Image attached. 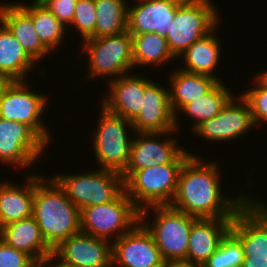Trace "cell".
Here are the masks:
<instances>
[{
	"mask_svg": "<svg viewBox=\"0 0 267 267\" xmlns=\"http://www.w3.org/2000/svg\"><path fill=\"white\" fill-rule=\"evenodd\" d=\"M203 159L196 154L185 161L170 206L197 219L233 218L250 197L241 193L230 198L223 194L220 167L213 160L208 163Z\"/></svg>",
	"mask_w": 267,
	"mask_h": 267,
	"instance_id": "6da1fadb",
	"label": "cell"
},
{
	"mask_svg": "<svg viewBox=\"0 0 267 267\" xmlns=\"http://www.w3.org/2000/svg\"><path fill=\"white\" fill-rule=\"evenodd\" d=\"M33 217L52 249L81 232L80 210L51 177L38 173L35 175Z\"/></svg>",
	"mask_w": 267,
	"mask_h": 267,
	"instance_id": "7a4b0ae2",
	"label": "cell"
},
{
	"mask_svg": "<svg viewBox=\"0 0 267 267\" xmlns=\"http://www.w3.org/2000/svg\"><path fill=\"white\" fill-rule=\"evenodd\" d=\"M150 210L153 218L155 216L151 224L146 222ZM196 219L170 205L151 206L140 211V222L152 235L164 261L186 260L190 231Z\"/></svg>",
	"mask_w": 267,
	"mask_h": 267,
	"instance_id": "3957f363",
	"label": "cell"
},
{
	"mask_svg": "<svg viewBox=\"0 0 267 267\" xmlns=\"http://www.w3.org/2000/svg\"><path fill=\"white\" fill-rule=\"evenodd\" d=\"M100 117L92 134L95 160L100 169L122 174L129 162L131 140L128 131L134 133L132 123L123 116L109 111L100 103Z\"/></svg>",
	"mask_w": 267,
	"mask_h": 267,
	"instance_id": "277c9868",
	"label": "cell"
},
{
	"mask_svg": "<svg viewBox=\"0 0 267 267\" xmlns=\"http://www.w3.org/2000/svg\"><path fill=\"white\" fill-rule=\"evenodd\" d=\"M79 209L116 200L124 191L122 174L110 170L56 174L51 177Z\"/></svg>",
	"mask_w": 267,
	"mask_h": 267,
	"instance_id": "5b68a950",
	"label": "cell"
},
{
	"mask_svg": "<svg viewBox=\"0 0 267 267\" xmlns=\"http://www.w3.org/2000/svg\"><path fill=\"white\" fill-rule=\"evenodd\" d=\"M183 164H154L133 171L124 180L126 194L140 211L151 206L170 205L176 193Z\"/></svg>",
	"mask_w": 267,
	"mask_h": 267,
	"instance_id": "8992f818",
	"label": "cell"
},
{
	"mask_svg": "<svg viewBox=\"0 0 267 267\" xmlns=\"http://www.w3.org/2000/svg\"><path fill=\"white\" fill-rule=\"evenodd\" d=\"M217 10L212 0H185L177 8L165 36L176 58L219 24Z\"/></svg>",
	"mask_w": 267,
	"mask_h": 267,
	"instance_id": "52a82bcc",
	"label": "cell"
},
{
	"mask_svg": "<svg viewBox=\"0 0 267 267\" xmlns=\"http://www.w3.org/2000/svg\"><path fill=\"white\" fill-rule=\"evenodd\" d=\"M139 221L140 210L125 191L109 203L80 210L81 232L112 242L129 232Z\"/></svg>",
	"mask_w": 267,
	"mask_h": 267,
	"instance_id": "ba28073f",
	"label": "cell"
},
{
	"mask_svg": "<svg viewBox=\"0 0 267 267\" xmlns=\"http://www.w3.org/2000/svg\"><path fill=\"white\" fill-rule=\"evenodd\" d=\"M82 53L89 56V74L94 80L111 76L110 81L129 74L134 68L132 37L128 31L100 38H87L82 42Z\"/></svg>",
	"mask_w": 267,
	"mask_h": 267,
	"instance_id": "9c48e42d",
	"label": "cell"
},
{
	"mask_svg": "<svg viewBox=\"0 0 267 267\" xmlns=\"http://www.w3.org/2000/svg\"><path fill=\"white\" fill-rule=\"evenodd\" d=\"M26 81H10L0 98V118L18 121L31 127L48 145L52 140L42 122L48 99L29 87Z\"/></svg>",
	"mask_w": 267,
	"mask_h": 267,
	"instance_id": "30bf717a",
	"label": "cell"
},
{
	"mask_svg": "<svg viewBox=\"0 0 267 267\" xmlns=\"http://www.w3.org/2000/svg\"><path fill=\"white\" fill-rule=\"evenodd\" d=\"M135 134L131 140L129 162L122 173L125 180L133 171L142 170L150 166L163 165L168 163H185V161L192 155L189 150L186 151L184 147L177 145V139L172 136L164 138L162 141L160 137H167L172 135L171 132L163 133H140ZM166 135V136H165ZM172 137V138H171Z\"/></svg>",
	"mask_w": 267,
	"mask_h": 267,
	"instance_id": "8fae6325",
	"label": "cell"
},
{
	"mask_svg": "<svg viewBox=\"0 0 267 267\" xmlns=\"http://www.w3.org/2000/svg\"><path fill=\"white\" fill-rule=\"evenodd\" d=\"M49 146L28 125L0 118L1 164L21 169L31 168Z\"/></svg>",
	"mask_w": 267,
	"mask_h": 267,
	"instance_id": "7c38bea8",
	"label": "cell"
},
{
	"mask_svg": "<svg viewBox=\"0 0 267 267\" xmlns=\"http://www.w3.org/2000/svg\"><path fill=\"white\" fill-rule=\"evenodd\" d=\"M251 197L233 216L229 232L240 242L244 258L267 259V204Z\"/></svg>",
	"mask_w": 267,
	"mask_h": 267,
	"instance_id": "4fadbf2b",
	"label": "cell"
},
{
	"mask_svg": "<svg viewBox=\"0 0 267 267\" xmlns=\"http://www.w3.org/2000/svg\"><path fill=\"white\" fill-rule=\"evenodd\" d=\"M237 95L239 97L233 96L218 115L192 130L194 134L211 142H231L253 129L256 125L250 106L241 95Z\"/></svg>",
	"mask_w": 267,
	"mask_h": 267,
	"instance_id": "5bb4252c",
	"label": "cell"
},
{
	"mask_svg": "<svg viewBox=\"0 0 267 267\" xmlns=\"http://www.w3.org/2000/svg\"><path fill=\"white\" fill-rule=\"evenodd\" d=\"M163 264L152 235L140 221L112 242V267H163Z\"/></svg>",
	"mask_w": 267,
	"mask_h": 267,
	"instance_id": "9a60e30c",
	"label": "cell"
},
{
	"mask_svg": "<svg viewBox=\"0 0 267 267\" xmlns=\"http://www.w3.org/2000/svg\"><path fill=\"white\" fill-rule=\"evenodd\" d=\"M134 132L176 133L175 115L170 107L169 90L145 76V92L141 111L131 122Z\"/></svg>",
	"mask_w": 267,
	"mask_h": 267,
	"instance_id": "2e32d148",
	"label": "cell"
},
{
	"mask_svg": "<svg viewBox=\"0 0 267 267\" xmlns=\"http://www.w3.org/2000/svg\"><path fill=\"white\" fill-rule=\"evenodd\" d=\"M53 253L75 267H112V241L83 232L63 240Z\"/></svg>",
	"mask_w": 267,
	"mask_h": 267,
	"instance_id": "e0dca14e",
	"label": "cell"
},
{
	"mask_svg": "<svg viewBox=\"0 0 267 267\" xmlns=\"http://www.w3.org/2000/svg\"><path fill=\"white\" fill-rule=\"evenodd\" d=\"M138 1V2H137ZM185 0H136L128 6L129 34L155 32L165 37L171 27L177 8Z\"/></svg>",
	"mask_w": 267,
	"mask_h": 267,
	"instance_id": "ac0fdd59",
	"label": "cell"
},
{
	"mask_svg": "<svg viewBox=\"0 0 267 267\" xmlns=\"http://www.w3.org/2000/svg\"><path fill=\"white\" fill-rule=\"evenodd\" d=\"M110 93L101 104L109 111L132 122L140 113L145 92V76L125 74L108 83Z\"/></svg>",
	"mask_w": 267,
	"mask_h": 267,
	"instance_id": "d6986e66",
	"label": "cell"
},
{
	"mask_svg": "<svg viewBox=\"0 0 267 267\" xmlns=\"http://www.w3.org/2000/svg\"><path fill=\"white\" fill-rule=\"evenodd\" d=\"M233 218H201L193 222L186 260L202 266L227 235Z\"/></svg>",
	"mask_w": 267,
	"mask_h": 267,
	"instance_id": "ffe728a7",
	"label": "cell"
},
{
	"mask_svg": "<svg viewBox=\"0 0 267 267\" xmlns=\"http://www.w3.org/2000/svg\"><path fill=\"white\" fill-rule=\"evenodd\" d=\"M0 22L36 63L50 53L37 35L31 16L18 2L0 5Z\"/></svg>",
	"mask_w": 267,
	"mask_h": 267,
	"instance_id": "44dd1931",
	"label": "cell"
},
{
	"mask_svg": "<svg viewBox=\"0 0 267 267\" xmlns=\"http://www.w3.org/2000/svg\"><path fill=\"white\" fill-rule=\"evenodd\" d=\"M0 240L16 250L27 253L37 263L53 253L33 215L1 227Z\"/></svg>",
	"mask_w": 267,
	"mask_h": 267,
	"instance_id": "7402d4cb",
	"label": "cell"
},
{
	"mask_svg": "<svg viewBox=\"0 0 267 267\" xmlns=\"http://www.w3.org/2000/svg\"><path fill=\"white\" fill-rule=\"evenodd\" d=\"M24 185L0 183V228L33 215L35 174L25 178Z\"/></svg>",
	"mask_w": 267,
	"mask_h": 267,
	"instance_id": "603a6c76",
	"label": "cell"
},
{
	"mask_svg": "<svg viewBox=\"0 0 267 267\" xmlns=\"http://www.w3.org/2000/svg\"><path fill=\"white\" fill-rule=\"evenodd\" d=\"M169 76L171 85L169 90L170 107L175 115V128L179 129V110L189 102L206 94L218 80L204 74L189 73L176 68Z\"/></svg>",
	"mask_w": 267,
	"mask_h": 267,
	"instance_id": "cb8c5ba5",
	"label": "cell"
},
{
	"mask_svg": "<svg viewBox=\"0 0 267 267\" xmlns=\"http://www.w3.org/2000/svg\"><path fill=\"white\" fill-rule=\"evenodd\" d=\"M217 27L218 25L181 54L180 58L183 57V63L185 64L179 69L189 73L209 75L218 81H222L220 77H217L216 73L214 74L218 67L217 64L219 63L222 48L220 39L215 34Z\"/></svg>",
	"mask_w": 267,
	"mask_h": 267,
	"instance_id": "d4e9b609",
	"label": "cell"
},
{
	"mask_svg": "<svg viewBox=\"0 0 267 267\" xmlns=\"http://www.w3.org/2000/svg\"><path fill=\"white\" fill-rule=\"evenodd\" d=\"M36 62L0 22V75L10 81H25Z\"/></svg>",
	"mask_w": 267,
	"mask_h": 267,
	"instance_id": "484cf974",
	"label": "cell"
},
{
	"mask_svg": "<svg viewBox=\"0 0 267 267\" xmlns=\"http://www.w3.org/2000/svg\"><path fill=\"white\" fill-rule=\"evenodd\" d=\"M132 37L134 67L154 66L158 68L176 58L171 52L166 37L155 32L130 34Z\"/></svg>",
	"mask_w": 267,
	"mask_h": 267,
	"instance_id": "4316f807",
	"label": "cell"
},
{
	"mask_svg": "<svg viewBox=\"0 0 267 267\" xmlns=\"http://www.w3.org/2000/svg\"><path fill=\"white\" fill-rule=\"evenodd\" d=\"M231 92L223 81H218L206 94L184 105L179 113H184L189 119H193L192 129L194 130L202 122L221 112L226 103L234 96V93Z\"/></svg>",
	"mask_w": 267,
	"mask_h": 267,
	"instance_id": "83f0119b",
	"label": "cell"
},
{
	"mask_svg": "<svg viewBox=\"0 0 267 267\" xmlns=\"http://www.w3.org/2000/svg\"><path fill=\"white\" fill-rule=\"evenodd\" d=\"M18 4L31 16L37 35L50 52L62 45L68 29L39 0Z\"/></svg>",
	"mask_w": 267,
	"mask_h": 267,
	"instance_id": "f1b7e54d",
	"label": "cell"
},
{
	"mask_svg": "<svg viewBox=\"0 0 267 267\" xmlns=\"http://www.w3.org/2000/svg\"><path fill=\"white\" fill-rule=\"evenodd\" d=\"M128 2L126 0H95L97 20L89 38L117 35L128 30Z\"/></svg>",
	"mask_w": 267,
	"mask_h": 267,
	"instance_id": "f546056e",
	"label": "cell"
},
{
	"mask_svg": "<svg viewBox=\"0 0 267 267\" xmlns=\"http://www.w3.org/2000/svg\"><path fill=\"white\" fill-rule=\"evenodd\" d=\"M243 260L240 242L228 232L216 252L201 267H242Z\"/></svg>",
	"mask_w": 267,
	"mask_h": 267,
	"instance_id": "4dcf8cb0",
	"label": "cell"
},
{
	"mask_svg": "<svg viewBox=\"0 0 267 267\" xmlns=\"http://www.w3.org/2000/svg\"><path fill=\"white\" fill-rule=\"evenodd\" d=\"M255 87L241 93L248 102L255 125L261 122L267 123V82L257 74Z\"/></svg>",
	"mask_w": 267,
	"mask_h": 267,
	"instance_id": "1f68e13d",
	"label": "cell"
},
{
	"mask_svg": "<svg viewBox=\"0 0 267 267\" xmlns=\"http://www.w3.org/2000/svg\"><path fill=\"white\" fill-rule=\"evenodd\" d=\"M96 20L95 0H78L74 17L69 27H75L78 33L80 32L83 41L94 33Z\"/></svg>",
	"mask_w": 267,
	"mask_h": 267,
	"instance_id": "d6a6232c",
	"label": "cell"
},
{
	"mask_svg": "<svg viewBox=\"0 0 267 267\" xmlns=\"http://www.w3.org/2000/svg\"><path fill=\"white\" fill-rule=\"evenodd\" d=\"M36 264L30 255L0 240V267H34Z\"/></svg>",
	"mask_w": 267,
	"mask_h": 267,
	"instance_id": "836d02e7",
	"label": "cell"
},
{
	"mask_svg": "<svg viewBox=\"0 0 267 267\" xmlns=\"http://www.w3.org/2000/svg\"><path fill=\"white\" fill-rule=\"evenodd\" d=\"M67 29L72 23L78 0H39Z\"/></svg>",
	"mask_w": 267,
	"mask_h": 267,
	"instance_id": "e575fe53",
	"label": "cell"
},
{
	"mask_svg": "<svg viewBox=\"0 0 267 267\" xmlns=\"http://www.w3.org/2000/svg\"><path fill=\"white\" fill-rule=\"evenodd\" d=\"M54 260V261H53ZM55 260L57 262H55ZM55 262V263H53ZM40 267H75L73 265L63 262L54 253L47 255L42 261L38 263Z\"/></svg>",
	"mask_w": 267,
	"mask_h": 267,
	"instance_id": "d590c367",
	"label": "cell"
},
{
	"mask_svg": "<svg viewBox=\"0 0 267 267\" xmlns=\"http://www.w3.org/2000/svg\"><path fill=\"white\" fill-rule=\"evenodd\" d=\"M163 267H201L187 260H168L164 261Z\"/></svg>",
	"mask_w": 267,
	"mask_h": 267,
	"instance_id": "8d00e7d4",
	"label": "cell"
},
{
	"mask_svg": "<svg viewBox=\"0 0 267 267\" xmlns=\"http://www.w3.org/2000/svg\"><path fill=\"white\" fill-rule=\"evenodd\" d=\"M242 267H267V259L244 258Z\"/></svg>",
	"mask_w": 267,
	"mask_h": 267,
	"instance_id": "74e56055",
	"label": "cell"
},
{
	"mask_svg": "<svg viewBox=\"0 0 267 267\" xmlns=\"http://www.w3.org/2000/svg\"><path fill=\"white\" fill-rule=\"evenodd\" d=\"M9 82H10L9 79H7L6 77L0 75V98H1V95H2L5 87L7 86V84Z\"/></svg>",
	"mask_w": 267,
	"mask_h": 267,
	"instance_id": "f35d334b",
	"label": "cell"
},
{
	"mask_svg": "<svg viewBox=\"0 0 267 267\" xmlns=\"http://www.w3.org/2000/svg\"><path fill=\"white\" fill-rule=\"evenodd\" d=\"M258 74L267 82V70L263 71L261 74Z\"/></svg>",
	"mask_w": 267,
	"mask_h": 267,
	"instance_id": "ab89813d",
	"label": "cell"
}]
</instances>
